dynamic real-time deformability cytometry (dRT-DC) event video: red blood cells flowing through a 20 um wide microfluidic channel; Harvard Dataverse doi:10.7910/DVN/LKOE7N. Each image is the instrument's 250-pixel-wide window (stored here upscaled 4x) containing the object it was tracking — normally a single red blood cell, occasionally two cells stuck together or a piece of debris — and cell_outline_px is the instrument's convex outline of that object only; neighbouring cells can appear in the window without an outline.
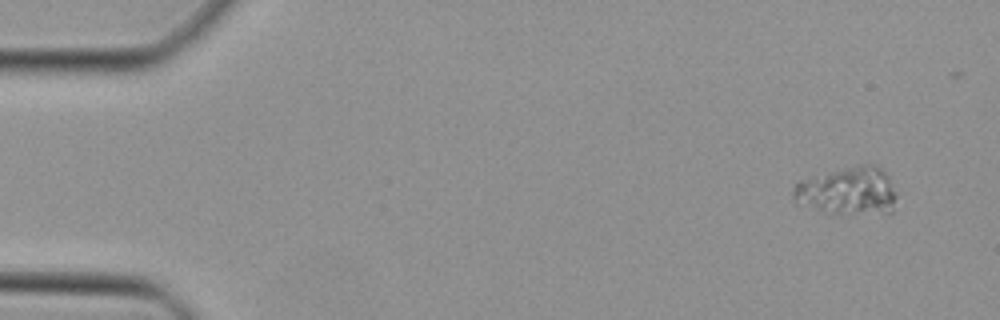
{"species": "Egyptian fruit bat (a non-hibernating species)", "species_latin": "Rousettus aegyptiacus", "temperature_condition": "cold", "stored_images_in_passage": 45, "camera_frame_rate_fps": 3000, "um_per_image_px": 0.085, "animal": {"sex": "female"}, "frame": {"image": 1, "passage_image": 1, "time_ms": 0.0, "image_size_px": [1000, 320], "cell_outline_px": [[896, 196], [892, 212], [888, 216], [832, 212], [796, 204], [792, 200], [792, 188], [800, 180], [864, 164], [876, 164], [888, 176], [896, 192]], "centroid_in_image_um": [72.11, 16.28], "position_along_channel_um": 12.9, "area_um2": 28.84}}
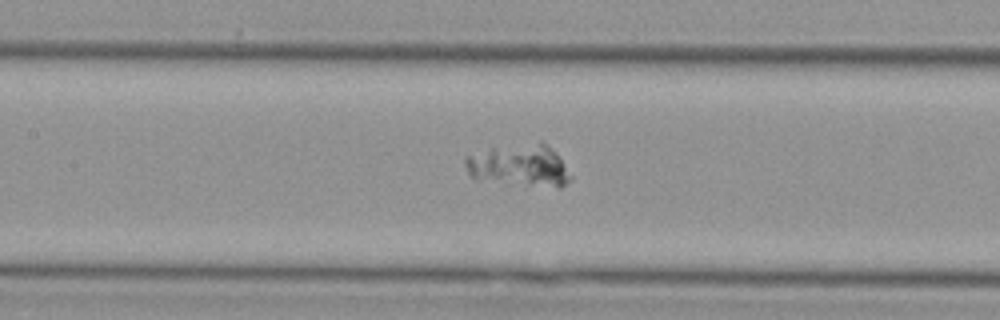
{"frame": {"image": 2, "passage_image": 20, "time_ms": 6.333, "image_size_px": [1000, 320], "cell_outline_px": [[572, 180], [560, 188], [556, 188], [508, 184], [476, 180], [468, 172], [464, 164], [464, 156], [492, 148], [540, 140], [548, 144], [560, 156], [572, 176]], "centroid_in_image_um": [44.19, 14.07], "position_along_channel_um": 163.2, "area_um2": 26.7}}
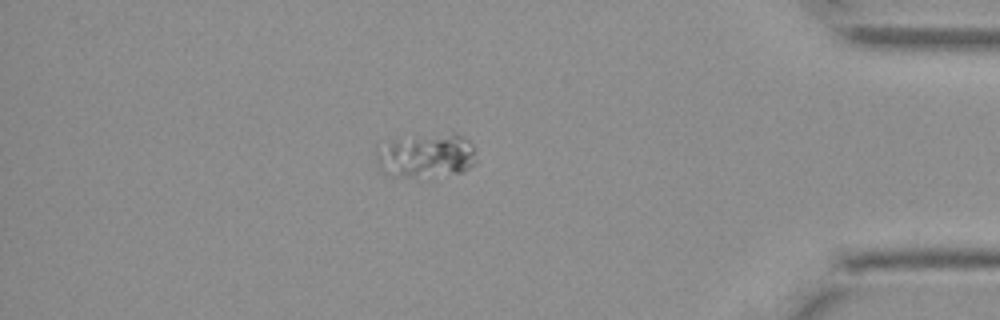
{"frame": {"image": 3, "passage_image": 39, "time_ms": 12.667, "image_size_px": [1000, 320], "cell_outline_px": [[476, 164], [464, 172], [424, 176], [396, 176], [384, 172], [380, 168], [376, 160], [376, 148], [392, 144], [452, 132], [456, 132], [464, 136], [472, 144], [476, 160]], "centroid_in_image_um": [36.34, 13.27], "position_along_channel_um": 398.9, "area_um2": 24.45}}